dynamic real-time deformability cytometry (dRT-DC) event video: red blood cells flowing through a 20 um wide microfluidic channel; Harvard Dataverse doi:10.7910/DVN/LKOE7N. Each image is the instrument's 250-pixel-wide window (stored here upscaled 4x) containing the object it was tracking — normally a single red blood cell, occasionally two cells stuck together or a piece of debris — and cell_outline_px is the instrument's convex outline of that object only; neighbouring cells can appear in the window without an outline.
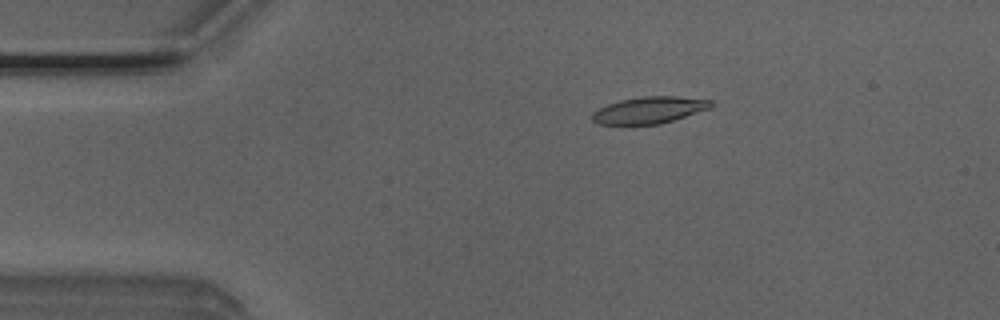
{"species": "Egyptian fruit bat (a non-hibernating species)", "species_latin": "Rousettus aegyptiacus", "temperature_condition": "room temperature", "stored_images_in_passage": 49, "camera_frame_rate_fps": 3000, "um_per_image_px": 0.085, "animal": {"sex": "male"}, "frame": {"image": 1, "passage_image": 8, "time_ms": 2.333, "image_size_px": [1000, 320], "cell_outline_px": [[712, 104], [708, 108], [660, 124], [600, 124], [592, 120], [592, 112], [608, 104], [620, 100], [644, 96], [676, 96], [712, 100]], "centroid_in_image_um": [55.15, 9.35], "position_along_channel_um": 29.9, "area_um2": 18.09}}
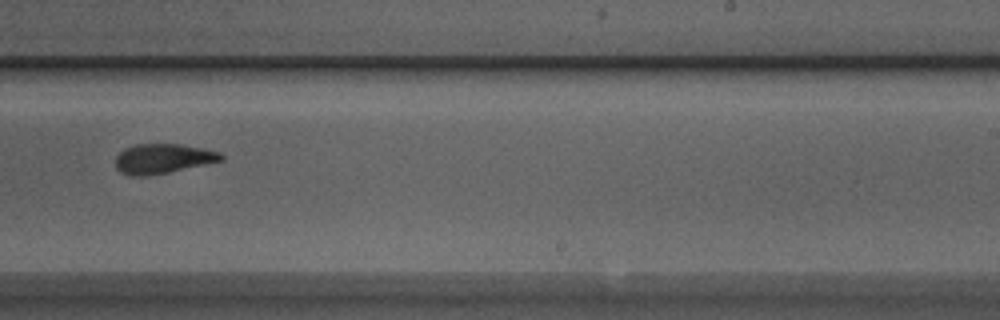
{"frame": {"image": 2, "passage_image": 30, "time_ms": 9.667, "image_size_px": [1000, 320], "cell_outline_px": [[224, 160], [168, 172], [148, 176], [128, 176], [120, 172], [116, 168], [116, 156], [124, 148], [136, 144], [180, 144], [204, 148], [220, 152], [224, 156]], "centroid_in_image_um": [13.83, 13.48], "position_along_channel_um": 275.2, "area_um2": 18.38}}
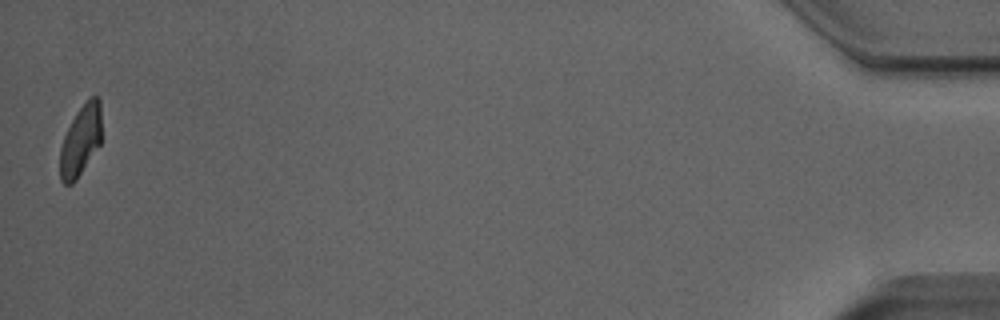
{"frame": {"image": 3, "passage_image": 49, "time_ms": 16.0, "image_size_px": [1000, 320], "cell_outline_px": [[100, 144], [76, 180], [72, 184], [64, 184], [60, 180], [60, 148], [64, 136], [76, 112], [92, 96], [96, 96], [100, 100]], "centroid_in_image_um": [6.83, 11.98], "position_along_channel_um": 428.4, "area_um2": 16.76}, "authors_computed_cell_mechanics": {"area_um2": 18.785, "velocity_mm_per_s": 4.011, "shape_relaxation_time_tau1_ms": 4.9564, "shape_relaxation_time_tau2_ms": 3.4953, "deformation_change_tau1": 0.1917, "deformation_change_tau2": 0.084}}